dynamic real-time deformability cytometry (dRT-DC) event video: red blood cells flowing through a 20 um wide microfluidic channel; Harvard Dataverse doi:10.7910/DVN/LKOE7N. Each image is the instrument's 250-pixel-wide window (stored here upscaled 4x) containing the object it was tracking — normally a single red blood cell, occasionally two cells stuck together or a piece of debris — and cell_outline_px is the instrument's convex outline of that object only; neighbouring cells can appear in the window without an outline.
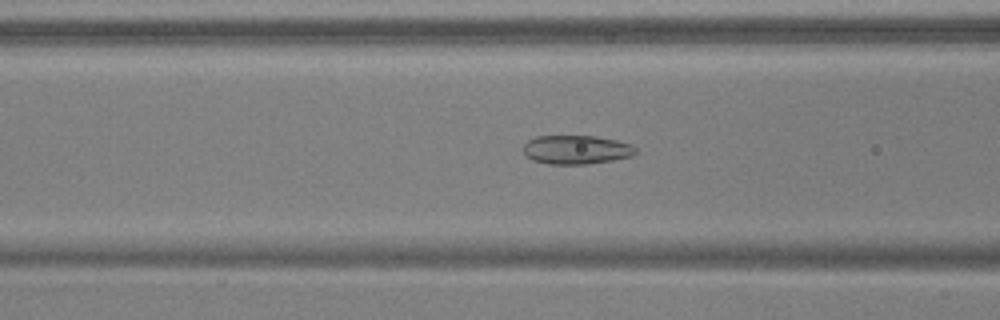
{"species": "common noctule bat (a hibernating species)", "species_latin": "Nyctalus noctula", "temperature_condition": "warm", "stored_images_in_passage": 40, "camera_frame_rate_fps": 3000, "um_per_image_px": 0.085, "animal": {"sex": "male", "body_mass_g": 17.9, "forearm_length_mm": 54.2}, "frame": {"image": 1, "passage_image": 8, "time_ms": 2.333, "image_size_px": [1000, 320], "cell_outline_px": [[636, 152], [632, 156], [612, 160], [588, 164], [548, 164], [532, 160], [524, 156], [524, 144], [528, 140], [536, 136], [596, 136], [616, 140], [632, 144], [636, 148]], "centroid_in_image_um": [48.97, 12.72], "position_along_channel_um": 117.6, "area_um2": 19.02}}
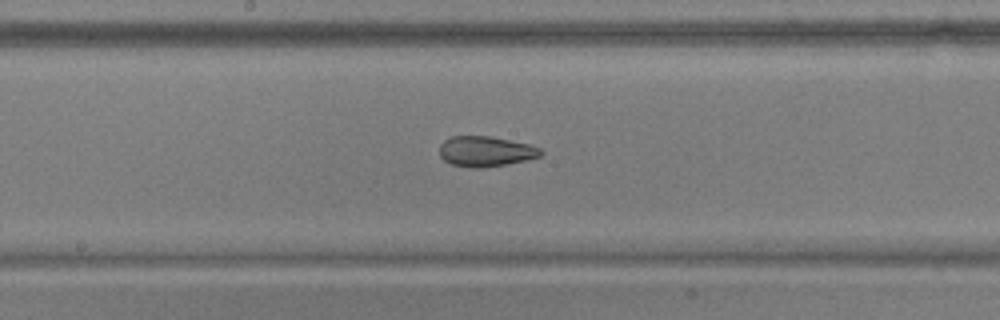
{"frame": {"image": 2, "passage_image": 15, "time_ms": 4.667, "image_size_px": [1000, 320], "cell_outline_px": [[544, 152], [540, 156], [524, 160], [504, 164], [480, 168], [472, 168], [452, 164], [444, 160], [440, 156], [440, 144], [444, 140], [452, 136], [488, 136], [528, 144], [540, 148]], "centroid_in_image_um": [41.25, 12.86], "position_along_channel_um": 207.0, "area_um2": 17.63}}
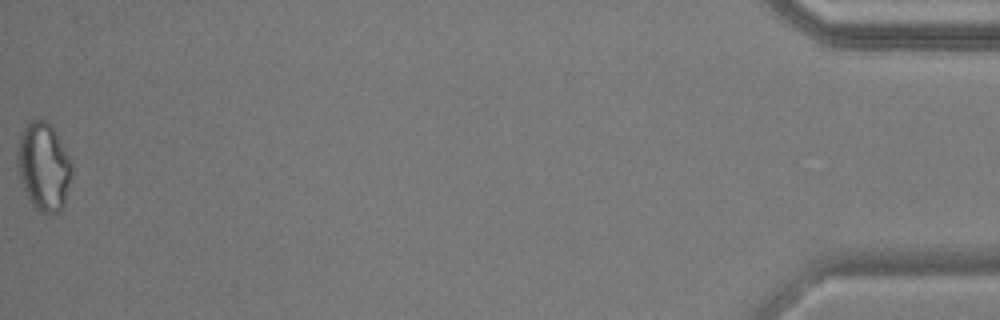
{"frame": {"image": 3, "passage_image": 40, "time_ms": 13.0, "image_size_px": [1000, 320], "cell_outline_px": [[72, 172], [64, 208], [60, 212], [52, 216], [48, 216], [40, 212], [28, 200], [20, 180], [16, 160], [16, 152], [20, 132], [28, 120], [40, 116], [52, 124], [72, 160]], "centroid_in_image_um": [3.71, 14.14], "position_along_channel_um": 431.5, "area_um2": 29.25}, "authors_computed_cell_mechanics": {"area_um2": 19.5075, "velocity_mm_per_s": 3.8228, "shape_relaxation_time_tau1_ms": null, "shape_relaxation_time_tau2_ms": 1.6447, "deformation_change_tau1": null, "deformation_change_tau2": 0.0778}}